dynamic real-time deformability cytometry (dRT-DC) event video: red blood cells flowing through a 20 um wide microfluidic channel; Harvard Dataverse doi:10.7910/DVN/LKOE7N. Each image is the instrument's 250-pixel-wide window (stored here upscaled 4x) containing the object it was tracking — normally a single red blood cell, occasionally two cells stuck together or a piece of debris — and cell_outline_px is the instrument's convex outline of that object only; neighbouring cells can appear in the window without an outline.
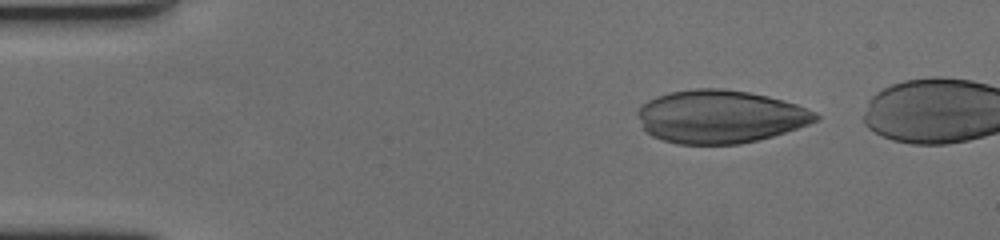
{"species": "human", "species_latin": "Homo sapiens", "temperature_condition": "cold", "stored_images_in_passage": 53, "camera_frame_rate_fps": 3000, "um_per_image_px": 0.085, "donor": {"sex": "female"}, "frame": {"image": 1, "passage_image": 5, "time_ms": 1.333, "image_size_px": [1000, 240], "cell_outline_px": [[820, 120], [772, 136], [740, 144], [676, 144], [652, 136], [644, 128], [636, 116], [636, 112], [640, 104], [656, 96], [668, 92], [696, 88], [720, 88], [748, 92], [768, 96], [784, 100], [796, 104], [820, 116]], "centroid_in_image_um": [61.16, 9.9], "position_along_channel_um": 23.8, "area_um2": 54.97}}
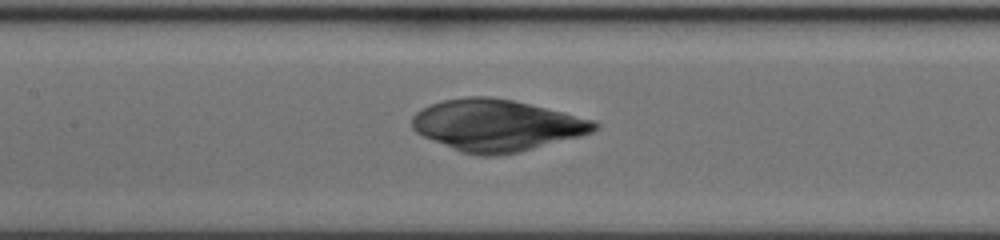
{"frame": {"image": 2, "passage_image": 25, "time_ms": 8.0, "image_size_px": [1000, 240], "cell_outline_px": [[600, 124], [592, 132], [580, 136], [520, 152], [496, 156], [480, 156], [460, 152], [424, 136], [416, 132], [412, 128], [412, 116], [416, 112], [432, 104], [444, 100], [468, 96], [492, 96], [512, 100], [592, 120]], "centroid_in_image_um": [42.18, 10.66], "position_along_channel_um": 165.2, "area_um2": 54.33}}
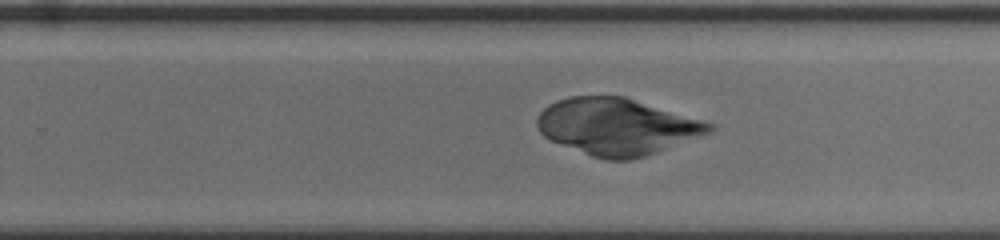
{"frame": {"image": 3, "passage_image": 35, "time_ms": 11.333, "image_size_px": [1000, 240], "cell_outline_px": [[716, 128], [712, 132], [656, 152], [632, 160], [604, 160], [592, 156], [552, 140], [544, 136], [540, 132], [536, 124], [536, 120], [540, 112], [548, 104], [556, 100], [568, 96], [624, 96], [700, 120], [712, 124]], "centroid_in_image_um": [52.41, 10.76], "position_along_channel_um": 277.4, "area_um2": 56.3}}